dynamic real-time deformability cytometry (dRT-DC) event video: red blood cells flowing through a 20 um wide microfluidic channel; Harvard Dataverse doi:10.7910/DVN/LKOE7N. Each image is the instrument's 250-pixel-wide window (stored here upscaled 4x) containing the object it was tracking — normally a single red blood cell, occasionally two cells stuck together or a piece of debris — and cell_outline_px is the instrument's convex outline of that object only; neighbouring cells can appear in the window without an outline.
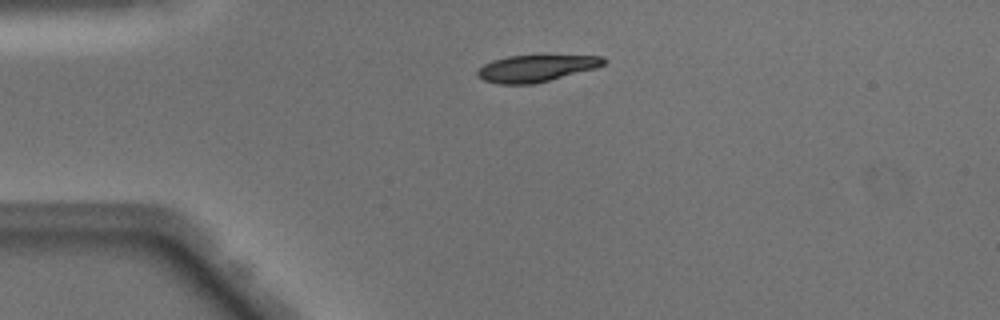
{"species": "Egyptian fruit bat (a non-hibernating species)", "species_latin": "Rousettus aegyptiacus", "temperature_condition": "warm", "stored_images_in_passage": 40, "camera_frame_rate_fps": 3000, "um_per_image_px": 0.085, "animal": {"sex": "male"}, "frame": {"image": 1, "passage_image": 2, "time_ms": 0.333, "image_size_px": [1000, 320], "cell_outline_px": [[608, 60], [604, 64], [596, 68], [532, 84], [496, 84], [484, 80], [476, 76], [476, 72], [484, 64], [492, 60], [508, 56], [604, 56]], "centroid_in_image_um": [45.54, 5.81], "position_along_channel_um": 39.5, "area_um2": 19.48}}
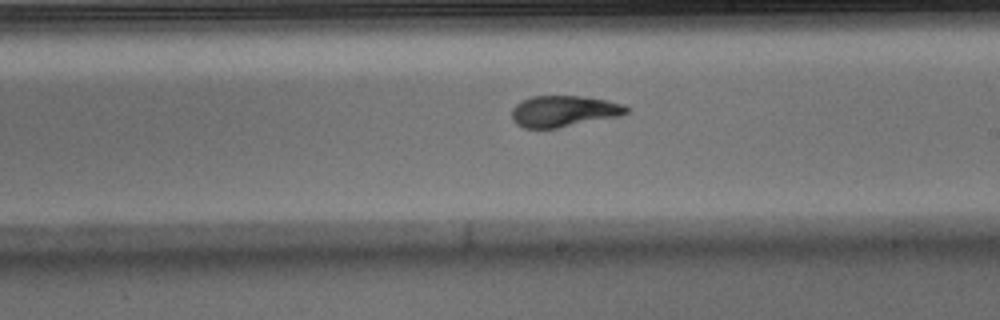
{"frame": {"image": 2, "passage_image": 19, "time_ms": 6.0, "image_size_px": [1000, 320], "cell_outline_px": [[628, 112], [620, 116], [556, 128], [524, 128], [516, 124], [512, 120], [512, 108], [520, 100], [532, 96], [584, 96], [608, 100], [624, 104], [628, 108]], "centroid_in_image_um": [47.91, 9.44], "position_along_channel_um": 241.1, "area_um2": 20.98}}
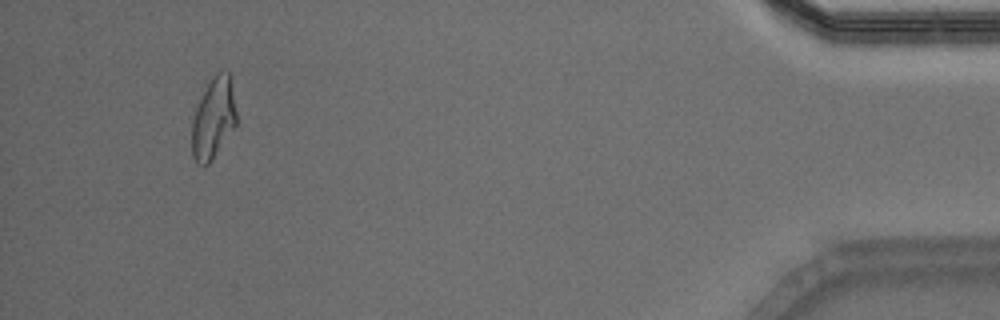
{"frame": {"image": 3, "passage_image": 37, "time_ms": 12.0, "image_size_px": [1000, 320], "cell_outline_px": [[236, 124], [212, 160], [204, 168], [196, 164], [192, 156], [192, 120], [196, 108], [212, 76], [220, 68], [224, 68], [232, 76], [236, 112]], "centroid_in_image_um": [18.15, 10.03], "position_along_channel_um": 417.0, "area_um2": 21.39}, "authors_computed_cell_mechanics": {"area_um2": 21.3571, "velocity_mm_per_s": 4.078, "shape_relaxation_time_tau1_ms": 7.8345, "shape_relaxation_time_tau2_ms": 1.2843, "deformation_change_tau1": 0.2708, "deformation_change_tau2": 0.0606}}